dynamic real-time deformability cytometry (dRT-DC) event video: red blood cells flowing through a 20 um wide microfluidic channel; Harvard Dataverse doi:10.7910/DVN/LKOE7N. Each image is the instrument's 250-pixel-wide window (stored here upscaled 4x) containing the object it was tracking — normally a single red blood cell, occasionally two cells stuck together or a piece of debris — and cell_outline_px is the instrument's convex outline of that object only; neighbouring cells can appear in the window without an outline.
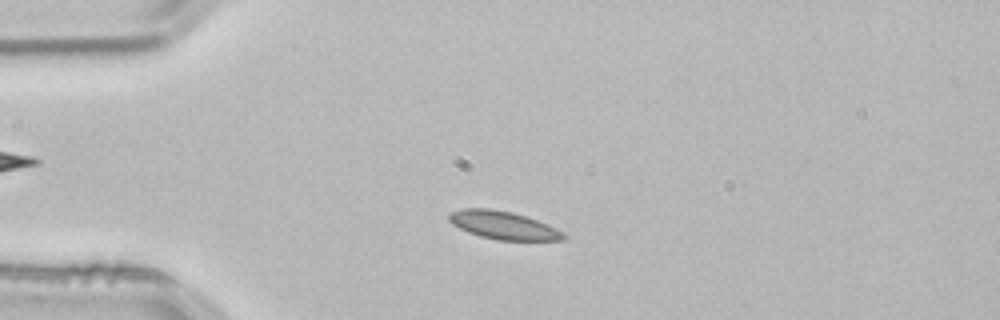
{"species": "common noctule bat (a hibernating species)", "species_latin": "Nyctalus noctula", "temperature_condition": "room temperature", "stored_images_in_passage": 49, "camera_frame_rate_fps": 3000, "um_per_image_px": 0.085, "animal": {"sex": "male", "body_mass_g": 21.5, "forearm_length_mm": 52.0}, "frame": {"image": 1, "passage_image": 9, "time_ms": 2.667, "image_size_px": [1000, 320], "cell_outline_px": [[564, 236], [560, 240], [500, 240], [484, 236], [460, 228], [448, 220], [448, 216], [452, 212], [468, 208], [488, 208], [508, 212], [524, 216], [536, 220], [560, 232]], "centroid_in_image_um": [42.72, 19.14], "position_along_channel_um": 42.3, "area_um2": 17.63}}
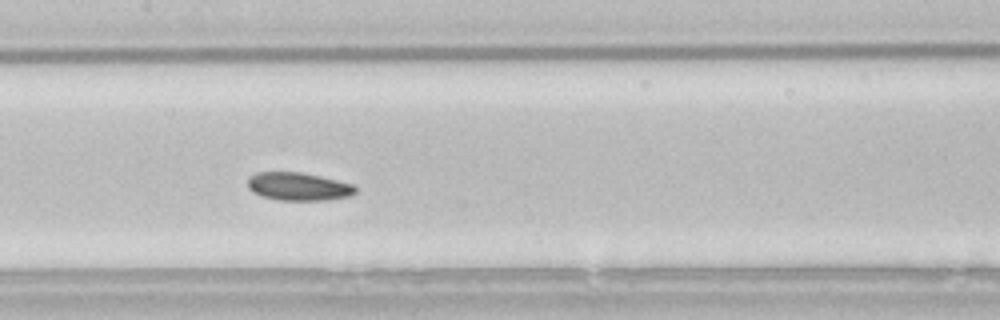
{"frame": {"image": 2, "passage_image": 22, "time_ms": 7.0, "image_size_px": [1000, 320], "cell_outline_px": [[356, 192], [348, 196], [320, 200], [284, 200], [264, 196], [248, 188], [248, 180], [252, 176], [260, 172], [300, 172], [352, 184], [356, 188]], "centroid_in_image_um": [25.37, 15.85], "position_along_channel_um": 182.0, "area_um2": 16.94}}
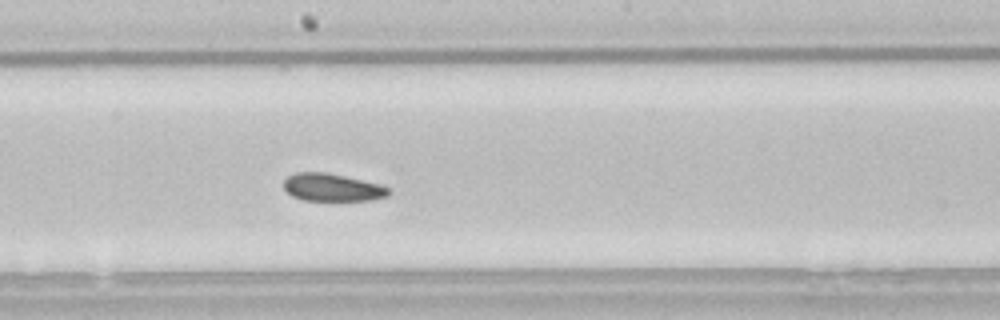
{"frame": {"image": 3, "passage_image": 25, "time_ms": 8.0, "image_size_px": [1000, 320], "cell_outline_px": [[388, 196], [368, 200], [304, 200], [292, 196], [284, 188], [284, 180], [288, 176], [296, 172], [324, 172], [344, 176], [376, 184], [388, 188]], "centroid_in_image_um": [28.17, 15.93], "position_along_channel_um": 220.0, "area_um2": 16.47}, "authors_computed_cell_mechanics": {"area_um2": 17.2822, "velocity_mm_per_s": 3.8011, "shape_relaxation_time_tau1_ms": null, "shape_relaxation_time_tau2_ms": 7.0157, "deformation_change_tau1": null, "deformation_change_tau2": 0.0996}}